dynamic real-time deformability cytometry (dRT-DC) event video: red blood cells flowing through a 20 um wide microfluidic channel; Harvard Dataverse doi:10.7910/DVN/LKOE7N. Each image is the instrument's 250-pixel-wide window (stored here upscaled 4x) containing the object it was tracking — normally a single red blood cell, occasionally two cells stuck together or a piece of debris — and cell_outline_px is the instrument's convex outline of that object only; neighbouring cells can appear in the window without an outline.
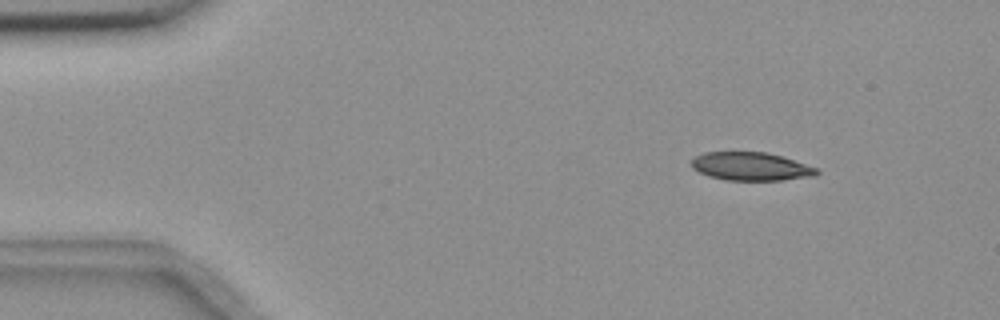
{"species": "common noctule bat (a hibernating species)", "species_latin": "Nyctalus noctula", "temperature_condition": "room temperature", "stored_images_in_passage": 4, "camera_frame_rate_fps": 3000, "um_per_image_px": 0.085, "animal": {"sex": "female", "body_mass_g": 18.4}, "frame": {"image": 1, "passage_image": 1, "time_ms": 0.0, "image_size_px": [1000, 320], "cell_outline_px": [[820, 172], [816, 176], [784, 180], [724, 180], [708, 176], [692, 168], [692, 160], [696, 156], [704, 152], [764, 152], [780, 156], [820, 168]], "centroid_in_image_um": [63.86, 14.15], "position_along_channel_um": 21.1, "area_um2": 20.69}}
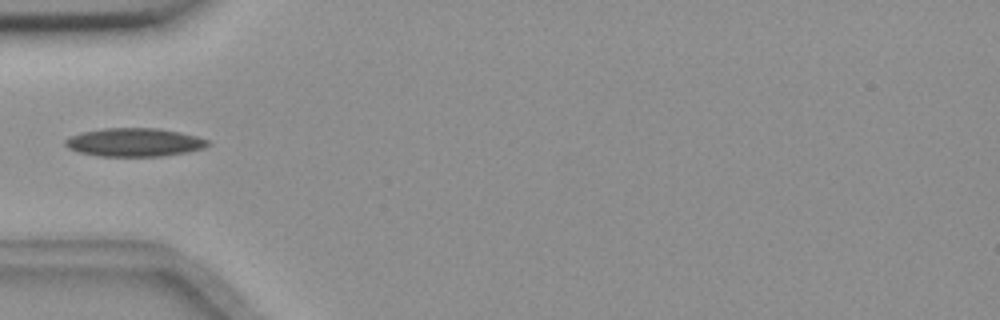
{"frame": {"image": 2, "passage_image": 4, "time_ms": 1.0, "image_size_px": [1000, 320], "cell_outline_px": [[212, 144], [204, 148], [188, 152], [164, 156], [100, 156], [80, 152], [68, 148], [64, 144], [64, 140], [80, 132], [104, 128], [160, 128], [180, 132], [196, 136], [208, 140]], "centroid_in_image_um": [11.45, 12.09], "position_along_channel_um": 73.5, "area_um2": 23.7}}